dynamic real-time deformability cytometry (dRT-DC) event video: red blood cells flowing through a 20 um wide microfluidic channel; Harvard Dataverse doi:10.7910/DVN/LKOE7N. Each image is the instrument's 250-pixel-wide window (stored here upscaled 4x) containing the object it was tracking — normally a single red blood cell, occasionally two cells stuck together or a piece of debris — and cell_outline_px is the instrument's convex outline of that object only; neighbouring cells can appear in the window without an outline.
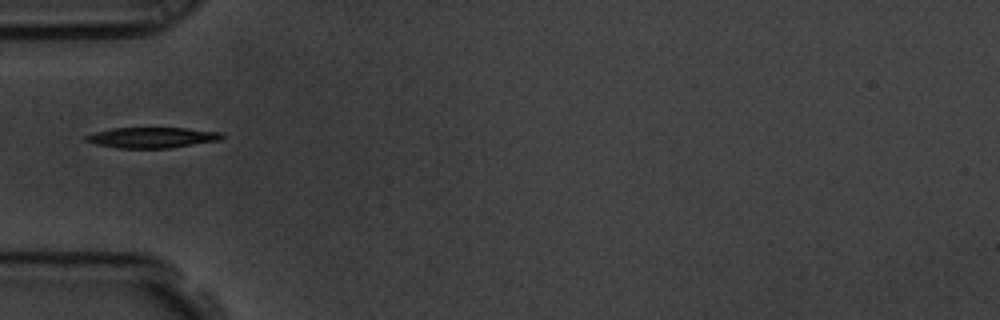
{"species": "common noctule bat (a hibernating species)", "species_latin": "Nyctalus noctula", "temperature_condition": "room temperature", "stored_images_in_passage": 40, "camera_frame_rate_fps": 3000, "um_per_image_px": 0.085, "animal": {"sex": "male", "body_mass_g": 19.5, "forearm_length_mm": 54.6}, "frame": {"image": 1, "passage_image": 1, "time_ms": 0.0, "image_size_px": [1000, 320], "cell_outline_px": [[224, 136], [220, 140], [172, 148], [116, 148], [96, 144], [84, 140], [84, 136], [96, 132], [112, 128], [184, 128], [220, 132]], "centroid_in_image_um": [12.91, 11.7], "position_along_channel_um": 72.1, "area_um2": 16.3}}
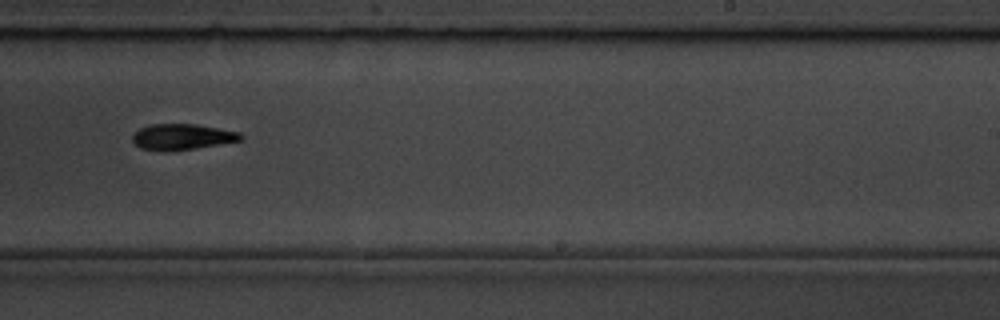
{"frame": {"image": 2, "passage_image": 18, "time_ms": 5.667, "image_size_px": [1000, 320], "cell_outline_px": [[244, 140], [196, 148], [164, 152], [140, 148], [132, 140], [132, 136], [140, 128], [152, 124], [196, 124], [240, 132], [244, 136]], "centroid_in_image_um": [15.51, 11.64], "position_along_channel_um": 273.5, "area_um2": 16.42}}
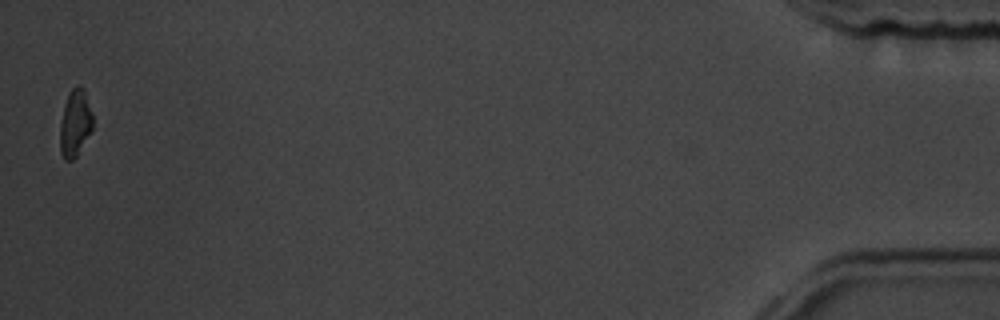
{"frame": {"image": 3, "passage_image": 39, "time_ms": 12.667, "image_size_px": [1000, 320], "cell_outline_px": [[92, 132], [76, 156], [72, 160], [64, 160], [60, 152], [60, 124], [64, 104], [68, 92], [76, 84], [80, 84], [84, 88], [92, 112]], "centroid_in_image_um": [6.39, 10.43], "position_along_channel_um": 428.8, "area_um2": 13.06}, "authors_computed_cell_mechanics": {"area_um2": 16.1551, "velocity_mm_per_s": 3.5577, "shape_relaxation_time_tau1_ms": 1.9227, "shape_relaxation_time_tau2_ms": null, "deformation_change_tau1": 0.1179, "deformation_change_tau2": null}}